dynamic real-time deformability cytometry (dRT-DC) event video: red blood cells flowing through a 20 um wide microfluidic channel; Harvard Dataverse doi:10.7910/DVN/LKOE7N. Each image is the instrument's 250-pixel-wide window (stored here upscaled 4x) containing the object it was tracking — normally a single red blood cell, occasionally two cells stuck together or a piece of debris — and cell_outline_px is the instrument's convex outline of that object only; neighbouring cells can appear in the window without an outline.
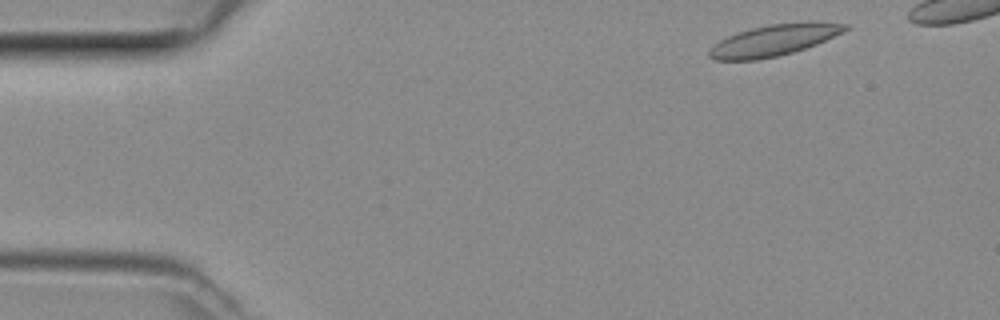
{"species": "common noctule bat (a hibernating species)", "species_latin": "Nyctalus noctula", "temperature_condition": "room temperature", "stored_images_in_passage": 41, "camera_frame_rate_fps": 3000, "um_per_image_px": 0.085, "animal": {"sex": "female", "body_mass_g": 29.2, "forearm_length_mm": 56.3}, "frame": {"image": 1, "passage_image": 3, "time_ms": 0.667, "image_size_px": [1000, 320], "cell_outline_px": [[848, 28], [844, 32], [816, 44], [792, 52], [776, 56], [756, 60], [716, 60], [708, 56], [708, 52], [720, 40], [728, 36], [752, 28], [768, 24], [808, 20], [812, 20], [848, 24]], "centroid_in_image_um": [65.85, 3.39], "position_along_channel_um": 19.2, "area_um2": 24.8}}
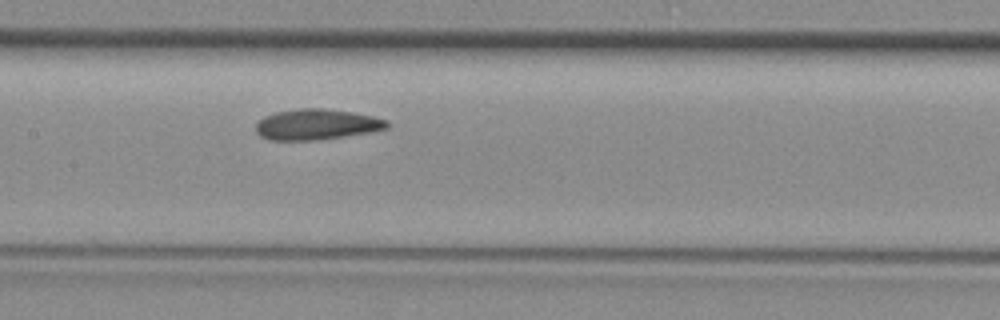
{"frame": {"image": 2, "passage_image": 21, "time_ms": 6.667, "image_size_px": [1000, 320], "cell_outline_px": [[388, 128], [368, 132], [344, 136], [312, 140], [268, 140], [260, 136], [256, 132], [256, 124], [264, 116], [276, 112], [296, 108], [320, 108], [352, 112], [372, 116], [388, 120]], "centroid_in_image_um": [26.87, 10.57], "position_along_channel_um": 180.5, "area_um2": 23.29}}
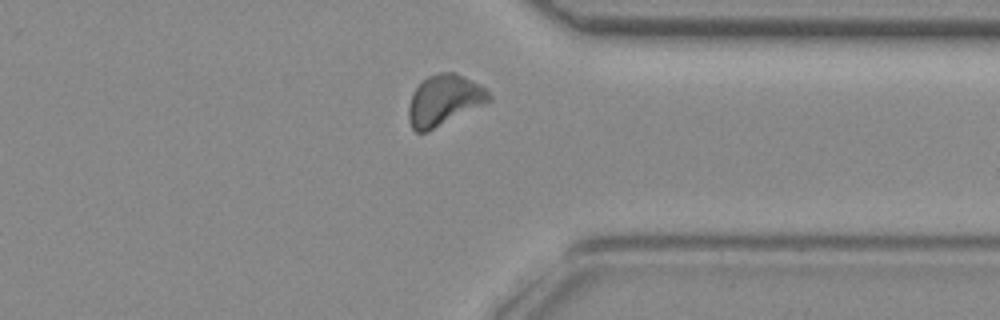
{"frame": {"image": 3, "passage_image": 35, "time_ms": 11.333, "image_size_px": [1000, 320], "cell_outline_px": [[492, 100], [428, 132], [416, 132], [412, 128], [408, 120], [408, 108], [412, 92], [420, 80], [428, 76], [440, 72], [456, 72], [480, 84], [492, 96]], "centroid_in_image_um": [37.72, 8.51], "position_along_channel_um": 373.7, "area_um2": 23.99}}